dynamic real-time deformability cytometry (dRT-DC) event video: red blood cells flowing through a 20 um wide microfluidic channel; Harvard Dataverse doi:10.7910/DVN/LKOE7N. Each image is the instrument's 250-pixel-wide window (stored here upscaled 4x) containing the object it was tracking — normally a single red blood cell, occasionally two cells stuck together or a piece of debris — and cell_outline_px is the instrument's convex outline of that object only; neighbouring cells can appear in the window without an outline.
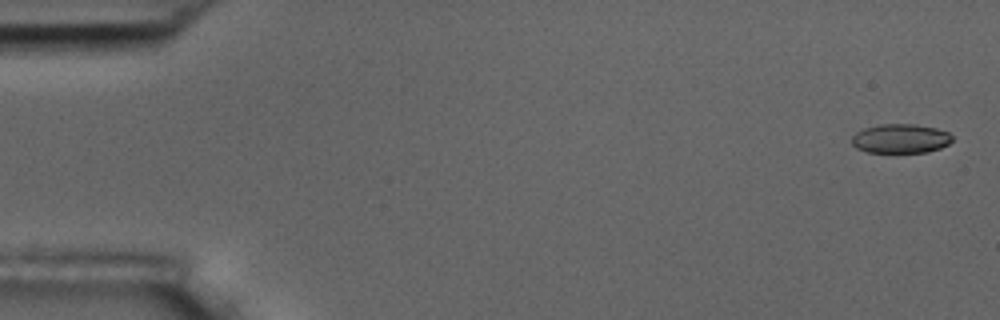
{"species": "common noctule bat (a hibernating species)", "species_latin": "Nyctalus noctula", "temperature_condition": "room temperature", "stored_images_in_passage": 5, "camera_frame_rate_fps": 3000, "um_per_image_px": 0.085, "animal": {"sex": "male", "body_mass_g": 17.5, "forearm_length_mm": 52.3}, "frame": {"image": 1, "passage_image": 1, "time_ms": 0.0, "image_size_px": [1000, 320], "cell_outline_px": [[952, 140], [948, 144], [940, 148], [928, 152], [868, 152], [856, 148], [852, 144], [852, 136], [856, 132], [864, 128], [880, 124], [916, 124], [936, 128], [948, 132], [952, 136]], "centroid_in_image_um": [76.54, 11.77], "position_along_channel_um": 8.5, "area_um2": 17.11}}
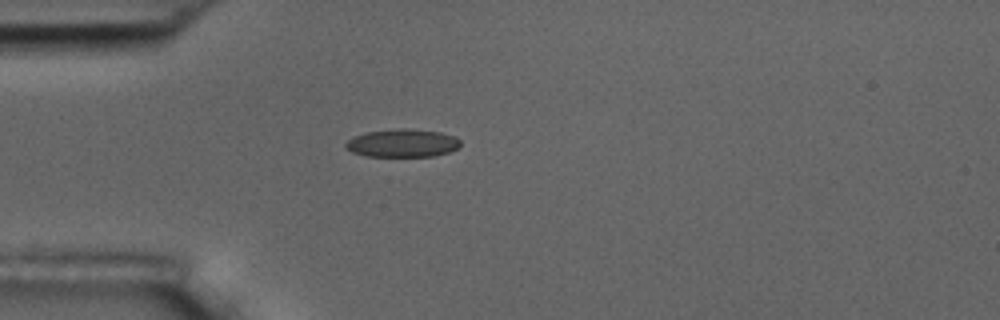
{"frame": {"image": 2, "passage_image": 5, "time_ms": 4.667, "image_size_px": [1000, 320], "cell_outline_px": [[460, 144], [456, 148], [448, 152], [432, 156], [364, 156], [352, 152], [344, 148], [344, 144], [348, 140], [364, 132], [400, 128], [404, 128], [440, 132], [456, 136], [460, 140]], "centroid_in_image_um": [34.18, 12.16], "position_along_channel_um": 50.8, "area_um2": 18.73}}